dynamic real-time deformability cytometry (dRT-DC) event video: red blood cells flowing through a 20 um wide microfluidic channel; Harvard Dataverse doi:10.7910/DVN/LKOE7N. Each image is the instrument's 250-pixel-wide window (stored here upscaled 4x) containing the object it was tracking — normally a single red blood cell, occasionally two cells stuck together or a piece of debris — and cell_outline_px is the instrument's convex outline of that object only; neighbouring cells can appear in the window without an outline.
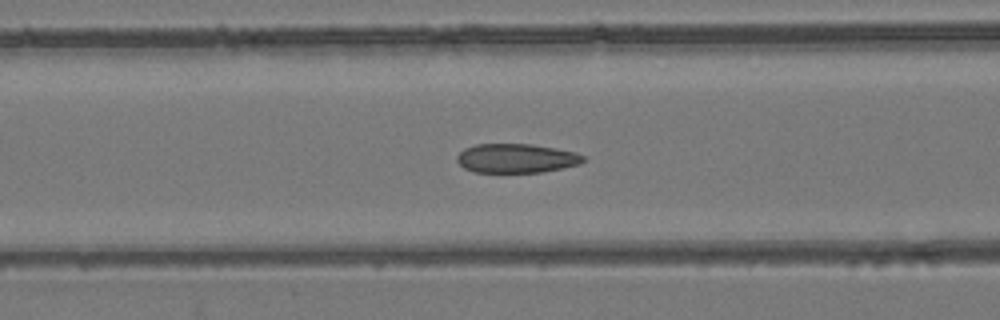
{"species": "common noctule bat (a hibernating species)", "species_latin": "Nyctalus noctula", "temperature_condition": "room temperature", "stored_images_in_passage": 54, "camera_frame_rate_fps": 3000, "um_per_image_px": 0.085, "animal": {"sex": "female", "body_mass_g": 24.6, "forearm_length_mm": 56.2}, "frame": {"image": 1, "passage_image": 22, "time_ms": 7.0, "image_size_px": [1000, 320], "cell_outline_px": [[588, 160], [580, 164], [544, 172], [476, 172], [464, 168], [456, 160], [456, 156], [464, 148], [476, 144], [532, 144], [556, 148], [576, 152], [584, 156]], "centroid_in_image_um": [43.92, 13.45], "position_along_channel_um": 122.7, "area_um2": 21.62}}
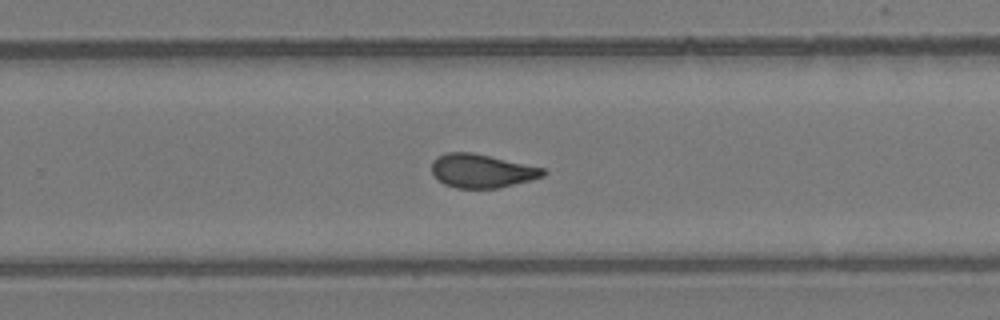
{"frame": {"image": 2, "passage_image": 35, "time_ms": 11.333, "image_size_px": [1000, 320], "cell_outline_px": [[548, 172], [544, 176], [532, 180], [500, 188], [456, 188], [444, 184], [436, 180], [432, 172], [432, 160], [436, 156], [448, 152], [472, 152], [544, 168]], "centroid_in_image_um": [40.94, 14.53], "position_along_channel_um": 288.9, "area_um2": 22.08}}
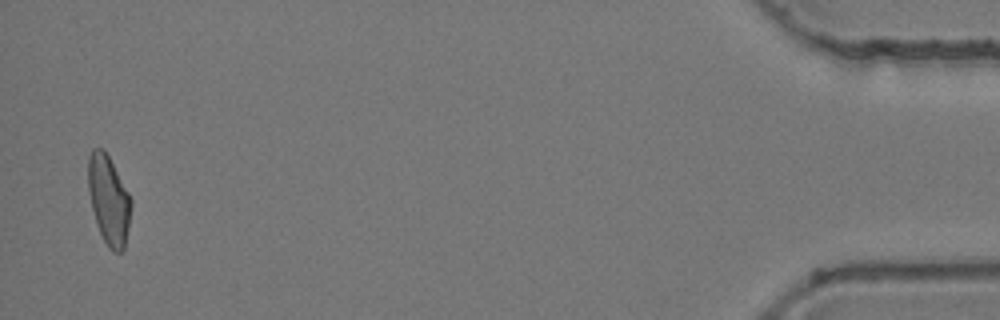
{"frame": {"image": 3, "passage_image": 53, "time_ms": 17.333, "image_size_px": [1000, 320], "cell_outline_px": [[132, 204], [128, 228], [124, 248], [120, 252], [112, 252], [108, 248], [100, 232], [92, 208], [88, 192], [88, 156], [92, 148], [104, 148], [128, 192], [132, 200]], "centroid_in_image_um": [9.23, 16.97], "position_along_channel_um": 426.0, "area_um2": 22.14}, "authors_computed_cell_mechanics": {"area_um2": 22.5998, "velocity_mm_per_s": 3.8389, "shape_relaxation_time_tau1_ms": null, "shape_relaxation_time_tau2_ms": 1.9814, "deformation_change_tau1": null, "deformation_change_tau2": 0.0707}}